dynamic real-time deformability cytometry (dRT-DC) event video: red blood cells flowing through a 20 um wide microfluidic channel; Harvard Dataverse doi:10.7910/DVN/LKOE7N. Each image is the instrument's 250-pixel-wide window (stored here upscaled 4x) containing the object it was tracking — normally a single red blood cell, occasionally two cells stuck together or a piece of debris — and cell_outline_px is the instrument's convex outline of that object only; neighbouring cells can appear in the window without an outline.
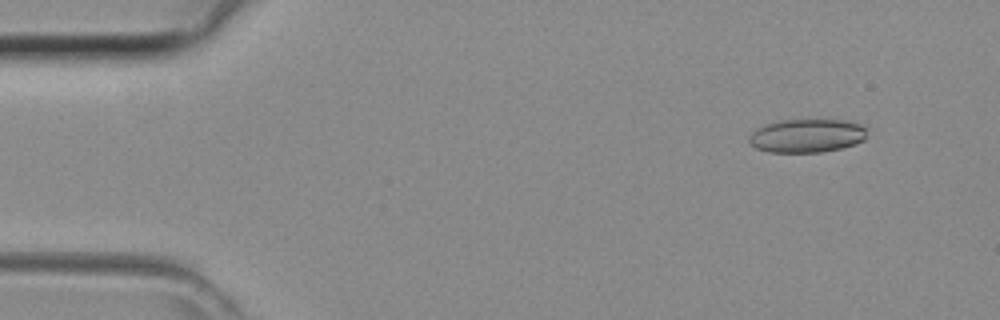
{"species": "common noctule bat (a hibernating species)", "species_latin": "Nyctalus noctula", "temperature_condition": "room temperature", "stored_images_in_passage": 35, "camera_frame_rate_fps": 3000, "um_per_image_px": 0.085, "animal": {"sex": "female", "body_mass_g": 29.2, "forearm_length_mm": 56.3}, "frame": {"image": 1, "passage_image": 4, "time_ms": 1.0, "image_size_px": [1000, 320], "cell_outline_px": [[872, 128], [864, 140], [856, 144], [840, 148], [820, 152], [768, 152], [756, 148], [748, 140], [748, 136], [756, 128], [780, 120], [848, 120], [864, 124]], "centroid_in_image_um": [68.68, 11.52], "position_along_channel_um": 16.3, "area_um2": 23.47}}
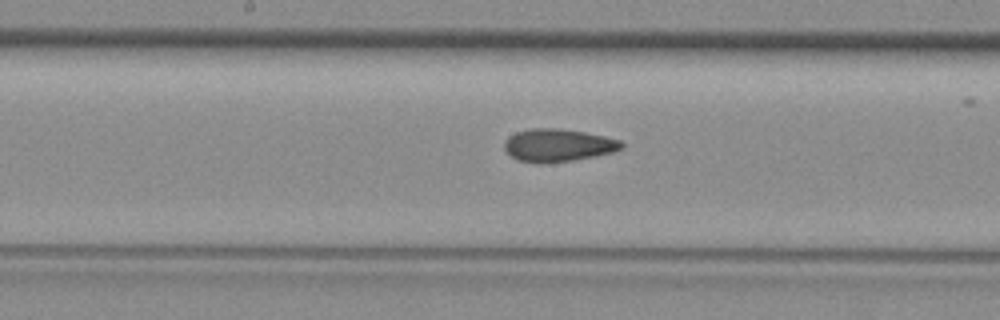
{"frame": {"image": 2, "passage_image": 22, "time_ms": 7.0, "image_size_px": [1000, 320], "cell_outline_px": [[624, 148], [612, 152], [572, 160], [544, 164], [536, 164], [516, 160], [504, 148], [504, 140], [508, 136], [516, 132], [532, 128], [560, 128], [584, 132], [604, 136], [620, 140], [624, 144]], "centroid_in_image_um": [47.4, 12.35], "position_along_channel_um": 200.8, "area_um2": 22.48}}
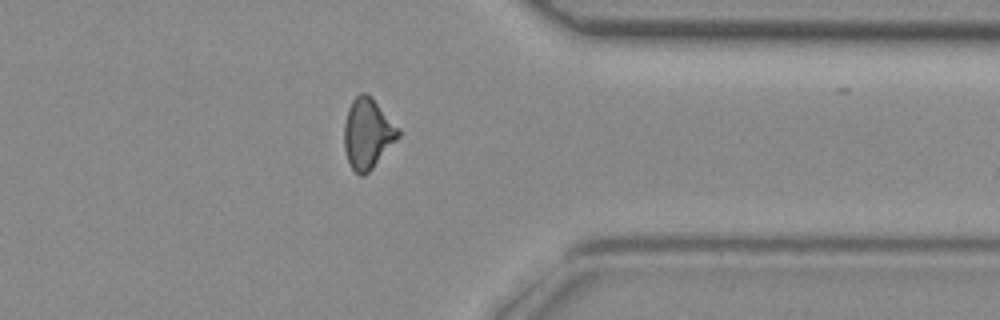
{"frame": {"image": 3, "passage_image": 34, "time_ms": 11.0, "image_size_px": [1000, 320], "cell_outline_px": [[400, 136], [372, 168], [364, 176], [360, 176], [352, 168], [348, 160], [344, 148], [344, 124], [348, 108], [352, 100], [360, 92], [364, 92], [372, 96], [400, 128]], "centroid_in_image_um": [31.25, 11.32], "position_along_channel_um": 380.1, "area_um2": 22.25}}